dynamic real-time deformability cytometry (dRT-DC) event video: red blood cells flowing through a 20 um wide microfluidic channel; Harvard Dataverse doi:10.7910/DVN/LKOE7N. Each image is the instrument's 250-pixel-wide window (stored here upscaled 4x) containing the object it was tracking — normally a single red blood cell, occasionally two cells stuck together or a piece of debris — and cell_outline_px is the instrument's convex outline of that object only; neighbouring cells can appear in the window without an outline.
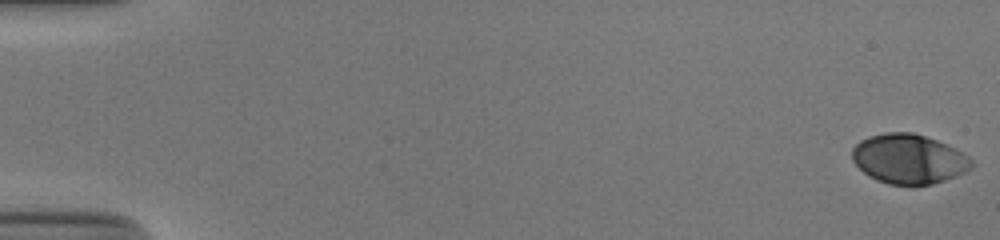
{"species": "human", "species_latin": "Homo sapiens", "temperature_condition": "cold", "stored_images_in_passage": 54, "camera_frame_rate_fps": 3000, "um_per_image_px": 0.085, "donor": {"sex": "male"}, "frame": {"image": 1, "passage_image": 1, "time_ms": 0.0, "image_size_px": [1000, 240], "cell_outline_px": [[972, 168], [956, 176], [932, 184], [912, 188], [888, 184], [876, 180], [868, 176], [852, 160], [852, 148], [860, 140], [868, 136], [884, 132], [912, 132], [936, 140], [968, 156], [972, 160]], "centroid_in_image_um": [77.21, 13.54], "position_along_channel_um": 7.8, "area_um2": 34.85}}
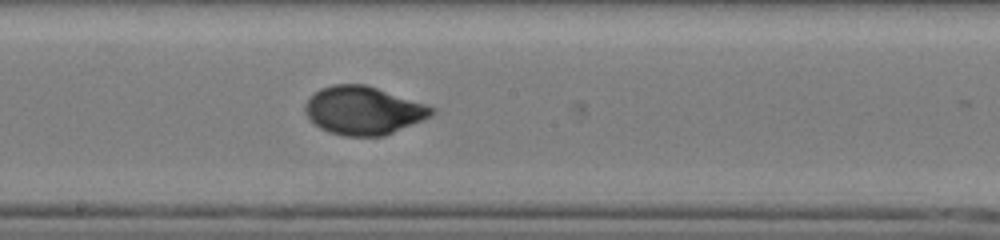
{"frame": {"image": 2, "passage_image": 31, "time_ms": 10.0, "image_size_px": [1000, 240], "cell_outline_px": [[436, 112], [432, 116], [424, 120], [384, 136], [344, 136], [328, 132], [320, 128], [304, 112], [304, 104], [320, 88], [332, 84], [364, 84], [436, 108]], "centroid_in_image_um": [30.89, 9.4], "position_along_channel_um": 217.3, "area_um2": 35.37}}
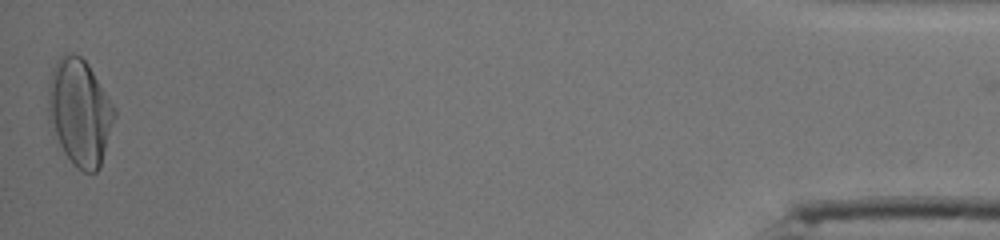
{"frame": {"image": 3, "passage_image": 54, "time_ms": 17.667, "image_size_px": [1000, 240], "cell_outline_px": [[116, 116], [100, 168], [96, 172], [84, 172], [76, 168], [72, 164], [64, 152], [48, 120], [48, 80], [52, 68], [56, 60], [60, 56], [72, 52], [80, 56], [88, 64], [116, 108]], "centroid_in_image_um": [6.78, 9.53], "position_along_channel_um": 428.4, "area_um2": 41.38}, "authors_computed_cell_mechanics": {"area_um2": 34.969, "velocity_mm_per_s": 3.8572, "shape_relaxation_time_tau1_ms": 4.0212, "shape_relaxation_time_tau2_ms": null, "deformation_change_tau1": 0.1725, "deformation_change_tau2": null}}